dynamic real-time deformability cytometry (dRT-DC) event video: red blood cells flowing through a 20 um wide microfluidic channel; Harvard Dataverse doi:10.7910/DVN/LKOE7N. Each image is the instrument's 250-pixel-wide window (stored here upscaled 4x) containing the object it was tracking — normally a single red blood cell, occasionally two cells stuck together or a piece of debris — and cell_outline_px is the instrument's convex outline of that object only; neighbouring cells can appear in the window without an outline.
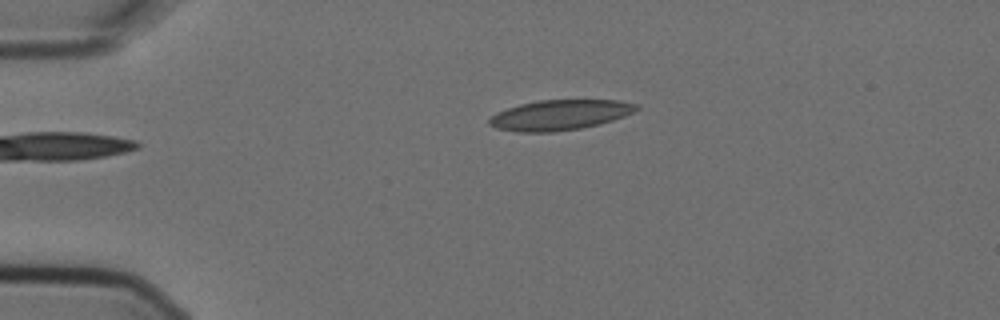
{"species": "Egyptian fruit bat (a non-hibernating species)", "species_latin": "Rousettus aegyptiacus", "temperature_condition": "cold", "stored_images_in_passage": 5, "camera_frame_rate_fps": 3000, "um_per_image_px": 0.085, "animal": {"sex": "female"}, "frame": {"image": 1, "passage_image": 5, "time_ms": 1.333, "image_size_px": [1000, 320], "cell_outline_px": [[640, 108], [624, 116], [600, 124], [580, 128], [552, 132], [516, 132], [496, 128], [488, 124], [488, 120], [496, 112], [520, 104], [540, 100], [620, 100], [640, 104]], "centroid_in_image_um": [47.59, 9.77], "position_along_channel_um": 37.4, "area_um2": 25.95}}